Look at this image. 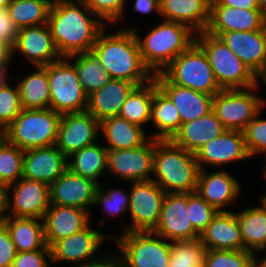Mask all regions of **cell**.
I'll use <instances>...</instances> for the list:
<instances>
[{
  "mask_svg": "<svg viewBox=\"0 0 266 267\" xmlns=\"http://www.w3.org/2000/svg\"><path fill=\"white\" fill-rule=\"evenodd\" d=\"M48 25L61 57L91 51L99 32L106 26L79 0H53Z\"/></svg>",
  "mask_w": 266,
  "mask_h": 267,
  "instance_id": "cell-1",
  "label": "cell"
},
{
  "mask_svg": "<svg viewBox=\"0 0 266 267\" xmlns=\"http://www.w3.org/2000/svg\"><path fill=\"white\" fill-rule=\"evenodd\" d=\"M106 29L107 25L99 32L92 51L110 77L137 86L153 79L154 75L142 60L134 31L117 27L115 32L106 33Z\"/></svg>",
  "mask_w": 266,
  "mask_h": 267,
  "instance_id": "cell-2",
  "label": "cell"
},
{
  "mask_svg": "<svg viewBox=\"0 0 266 267\" xmlns=\"http://www.w3.org/2000/svg\"><path fill=\"white\" fill-rule=\"evenodd\" d=\"M143 37L134 26L123 29L133 30L137 38L140 54L145 66L153 75L161 73L179 54L194 42L196 32L189 26L174 21L163 20Z\"/></svg>",
  "mask_w": 266,
  "mask_h": 267,
  "instance_id": "cell-3",
  "label": "cell"
},
{
  "mask_svg": "<svg viewBox=\"0 0 266 267\" xmlns=\"http://www.w3.org/2000/svg\"><path fill=\"white\" fill-rule=\"evenodd\" d=\"M199 171L195 153L171 140L155 139L152 180L166 193L196 192Z\"/></svg>",
  "mask_w": 266,
  "mask_h": 267,
  "instance_id": "cell-4",
  "label": "cell"
},
{
  "mask_svg": "<svg viewBox=\"0 0 266 267\" xmlns=\"http://www.w3.org/2000/svg\"><path fill=\"white\" fill-rule=\"evenodd\" d=\"M195 42L207 55L217 83L222 90L247 89L259 85V78L218 36L206 31L198 32Z\"/></svg>",
  "mask_w": 266,
  "mask_h": 267,
  "instance_id": "cell-5",
  "label": "cell"
},
{
  "mask_svg": "<svg viewBox=\"0 0 266 267\" xmlns=\"http://www.w3.org/2000/svg\"><path fill=\"white\" fill-rule=\"evenodd\" d=\"M61 117L51 108L22 109L4 129L6 140L24 151L55 145Z\"/></svg>",
  "mask_w": 266,
  "mask_h": 267,
  "instance_id": "cell-6",
  "label": "cell"
},
{
  "mask_svg": "<svg viewBox=\"0 0 266 267\" xmlns=\"http://www.w3.org/2000/svg\"><path fill=\"white\" fill-rule=\"evenodd\" d=\"M112 241L125 267L169 266L171 242L152 231L118 233Z\"/></svg>",
  "mask_w": 266,
  "mask_h": 267,
  "instance_id": "cell-7",
  "label": "cell"
},
{
  "mask_svg": "<svg viewBox=\"0 0 266 267\" xmlns=\"http://www.w3.org/2000/svg\"><path fill=\"white\" fill-rule=\"evenodd\" d=\"M161 73L171 83L212 96L222 90L207 55L196 42L179 54Z\"/></svg>",
  "mask_w": 266,
  "mask_h": 267,
  "instance_id": "cell-8",
  "label": "cell"
},
{
  "mask_svg": "<svg viewBox=\"0 0 266 267\" xmlns=\"http://www.w3.org/2000/svg\"><path fill=\"white\" fill-rule=\"evenodd\" d=\"M260 89L261 84L247 89L221 90L213 96L212 111L227 130L243 131L266 108V100L258 94Z\"/></svg>",
  "mask_w": 266,
  "mask_h": 267,
  "instance_id": "cell-9",
  "label": "cell"
},
{
  "mask_svg": "<svg viewBox=\"0 0 266 267\" xmlns=\"http://www.w3.org/2000/svg\"><path fill=\"white\" fill-rule=\"evenodd\" d=\"M50 108L60 114L87 110L88 96L81 87L74 64L67 58L48 65Z\"/></svg>",
  "mask_w": 266,
  "mask_h": 267,
  "instance_id": "cell-10",
  "label": "cell"
},
{
  "mask_svg": "<svg viewBox=\"0 0 266 267\" xmlns=\"http://www.w3.org/2000/svg\"><path fill=\"white\" fill-rule=\"evenodd\" d=\"M105 220L106 218L99 220V229L92 228L91 221L83 230L54 242L49 247L52 267L59 265V263H68V265L71 263L68 267H72L99 258L102 255L100 249H103L109 240H113L112 234L101 231L107 222Z\"/></svg>",
  "mask_w": 266,
  "mask_h": 267,
  "instance_id": "cell-11",
  "label": "cell"
},
{
  "mask_svg": "<svg viewBox=\"0 0 266 267\" xmlns=\"http://www.w3.org/2000/svg\"><path fill=\"white\" fill-rule=\"evenodd\" d=\"M128 224L118 231H152L161 214L166 192L153 180L130 182Z\"/></svg>",
  "mask_w": 266,
  "mask_h": 267,
  "instance_id": "cell-12",
  "label": "cell"
},
{
  "mask_svg": "<svg viewBox=\"0 0 266 267\" xmlns=\"http://www.w3.org/2000/svg\"><path fill=\"white\" fill-rule=\"evenodd\" d=\"M155 139L149 138L143 145L132 149H107L106 177L120 182L152 180Z\"/></svg>",
  "mask_w": 266,
  "mask_h": 267,
  "instance_id": "cell-13",
  "label": "cell"
},
{
  "mask_svg": "<svg viewBox=\"0 0 266 267\" xmlns=\"http://www.w3.org/2000/svg\"><path fill=\"white\" fill-rule=\"evenodd\" d=\"M7 193L11 217L43 219L50 207V186L40 181L21 177L7 186Z\"/></svg>",
  "mask_w": 266,
  "mask_h": 267,
  "instance_id": "cell-14",
  "label": "cell"
},
{
  "mask_svg": "<svg viewBox=\"0 0 266 267\" xmlns=\"http://www.w3.org/2000/svg\"><path fill=\"white\" fill-rule=\"evenodd\" d=\"M189 218L188 193H166L159 221L152 232L170 242L200 238Z\"/></svg>",
  "mask_w": 266,
  "mask_h": 267,
  "instance_id": "cell-15",
  "label": "cell"
},
{
  "mask_svg": "<svg viewBox=\"0 0 266 267\" xmlns=\"http://www.w3.org/2000/svg\"><path fill=\"white\" fill-rule=\"evenodd\" d=\"M100 121L90 112L62 114L56 147L66 156L99 141Z\"/></svg>",
  "mask_w": 266,
  "mask_h": 267,
  "instance_id": "cell-16",
  "label": "cell"
},
{
  "mask_svg": "<svg viewBox=\"0 0 266 267\" xmlns=\"http://www.w3.org/2000/svg\"><path fill=\"white\" fill-rule=\"evenodd\" d=\"M195 157L200 169H207L209 166L208 169L212 167L220 170L221 167L224 170L228 164L251 159L245 146L243 131L239 130H226L197 150Z\"/></svg>",
  "mask_w": 266,
  "mask_h": 267,
  "instance_id": "cell-17",
  "label": "cell"
},
{
  "mask_svg": "<svg viewBox=\"0 0 266 267\" xmlns=\"http://www.w3.org/2000/svg\"><path fill=\"white\" fill-rule=\"evenodd\" d=\"M12 50L13 60L19 53L32 67H44L61 58L48 23L20 28Z\"/></svg>",
  "mask_w": 266,
  "mask_h": 267,
  "instance_id": "cell-18",
  "label": "cell"
},
{
  "mask_svg": "<svg viewBox=\"0 0 266 267\" xmlns=\"http://www.w3.org/2000/svg\"><path fill=\"white\" fill-rule=\"evenodd\" d=\"M234 176L225 169H200L196 192L218 211H230L227 207L236 204L242 192L241 182Z\"/></svg>",
  "mask_w": 266,
  "mask_h": 267,
  "instance_id": "cell-19",
  "label": "cell"
},
{
  "mask_svg": "<svg viewBox=\"0 0 266 267\" xmlns=\"http://www.w3.org/2000/svg\"><path fill=\"white\" fill-rule=\"evenodd\" d=\"M99 184L67 169L50 185V204L92 210Z\"/></svg>",
  "mask_w": 266,
  "mask_h": 267,
  "instance_id": "cell-20",
  "label": "cell"
},
{
  "mask_svg": "<svg viewBox=\"0 0 266 267\" xmlns=\"http://www.w3.org/2000/svg\"><path fill=\"white\" fill-rule=\"evenodd\" d=\"M260 78L266 70V25L256 31H232L218 36Z\"/></svg>",
  "mask_w": 266,
  "mask_h": 267,
  "instance_id": "cell-21",
  "label": "cell"
},
{
  "mask_svg": "<svg viewBox=\"0 0 266 267\" xmlns=\"http://www.w3.org/2000/svg\"><path fill=\"white\" fill-rule=\"evenodd\" d=\"M157 87L177 108L181 123L193 121L210 113L213 96L171 83L162 73L154 75Z\"/></svg>",
  "mask_w": 266,
  "mask_h": 267,
  "instance_id": "cell-22",
  "label": "cell"
},
{
  "mask_svg": "<svg viewBox=\"0 0 266 267\" xmlns=\"http://www.w3.org/2000/svg\"><path fill=\"white\" fill-rule=\"evenodd\" d=\"M67 163L56 145L28 149L24 151L22 177L50 186L68 169Z\"/></svg>",
  "mask_w": 266,
  "mask_h": 267,
  "instance_id": "cell-23",
  "label": "cell"
},
{
  "mask_svg": "<svg viewBox=\"0 0 266 267\" xmlns=\"http://www.w3.org/2000/svg\"><path fill=\"white\" fill-rule=\"evenodd\" d=\"M91 216L81 208L50 204L43 217L47 245L83 230L91 223Z\"/></svg>",
  "mask_w": 266,
  "mask_h": 267,
  "instance_id": "cell-24",
  "label": "cell"
},
{
  "mask_svg": "<svg viewBox=\"0 0 266 267\" xmlns=\"http://www.w3.org/2000/svg\"><path fill=\"white\" fill-rule=\"evenodd\" d=\"M265 25L259 9L210 6V19L206 32L219 36L221 33L232 31L261 30Z\"/></svg>",
  "mask_w": 266,
  "mask_h": 267,
  "instance_id": "cell-25",
  "label": "cell"
},
{
  "mask_svg": "<svg viewBox=\"0 0 266 267\" xmlns=\"http://www.w3.org/2000/svg\"><path fill=\"white\" fill-rule=\"evenodd\" d=\"M199 239L208 250H244L238 219L233 210L219 211Z\"/></svg>",
  "mask_w": 266,
  "mask_h": 267,
  "instance_id": "cell-26",
  "label": "cell"
},
{
  "mask_svg": "<svg viewBox=\"0 0 266 267\" xmlns=\"http://www.w3.org/2000/svg\"><path fill=\"white\" fill-rule=\"evenodd\" d=\"M226 130L216 114L211 111L203 117L183 123L171 141L188 152L196 153L202 146Z\"/></svg>",
  "mask_w": 266,
  "mask_h": 267,
  "instance_id": "cell-27",
  "label": "cell"
},
{
  "mask_svg": "<svg viewBox=\"0 0 266 267\" xmlns=\"http://www.w3.org/2000/svg\"><path fill=\"white\" fill-rule=\"evenodd\" d=\"M211 0H160L163 20L180 22L196 33L206 31Z\"/></svg>",
  "mask_w": 266,
  "mask_h": 267,
  "instance_id": "cell-28",
  "label": "cell"
},
{
  "mask_svg": "<svg viewBox=\"0 0 266 267\" xmlns=\"http://www.w3.org/2000/svg\"><path fill=\"white\" fill-rule=\"evenodd\" d=\"M136 86L125 80L111 79L88 96L87 111L99 121L118 116L123 103Z\"/></svg>",
  "mask_w": 266,
  "mask_h": 267,
  "instance_id": "cell-29",
  "label": "cell"
},
{
  "mask_svg": "<svg viewBox=\"0 0 266 267\" xmlns=\"http://www.w3.org/2000/svg\"><path fill=\"white\" fill-rule=\"evenodd\" d=\"M145 130L119 116H111L100 121V138L104 139L103 145L107 149L139 147L150 138Z\"/></svg>",
  "mask_w": 266,
  "mask_h": 267,
  "instance_id": "cell-30",
  "label": "cell"
},
{
  "mask_svg": "<svg viewBox=\"0 0 266 267\" xmlns=\"http://www.w3.org/2000/svg\"><path fill=\"white\" fill-rule=\"evenodd\" d=\"M259 206L247 205L236 211L244 251L259 257L262 252L266 254V207L259 202ZM260 253V254H259Z\"/></svg>",
  "mask_w": 266,
  "mask_h": 267,
  "instance_id": "cell-31",
  "label": "cell"
},
{
  "mask_svg": "<svg viewBox=\"0 0 266 267\" xmlns=\"http://www.w3.org/2000/svg\"><path fill=\"white\" fill-rule=\"evenodd\" d=\"M99 142L72 153L67 157V164L74 174L101 185V178L106 175L107 170V148Z\"/></svg>",
  "mask_w": 266,
  "mask_h": 267,
  "instance_id": "cell-32",
  "label": "cell"
},
{
  "mask_svg": "<svg viewBox=\"0 0 266 267\" xmlns=\"http://www.w3.org/2000/svg\"><path fill=\"white\" fill-rule=\"evenodd\" d=\"M33 72L20 76L16 85L19 90L21 106L23 109L50 108V87L48 81V65L33 67Z\"/></svg>",
  "mask_w": 266,
  "mask_h": 267,
  "instance_id": "cell-33",
  "label": "cell"
},
{
  "mask_svg": "<svg viewBox=\"0 0 266 267\" xmlns=\"http://www.w3.org/2000/svg\"><path fill=\"white\" fill-rule=\"evenodd\" d=\"M150 124L156 131L149 137L157 140H171L182 125L177 108L159 88L153 93Z\"/></svg>",
  "mask_w": 266,
  "mask_h": 267,
  "instance_id": "cell-34",
  "label": "cell"
},
{
  "mask_svg": "<svg viewBox=\"0 0 266 267\" xmlns=\"http://www.w3.org/2000/svg\"><path fill=\"white\" fill-rule=\"evenodd\" d=\"M4 224L17 252L34 251L47 246L43 219L9 216Z\"/></svg>",
  "mask_w": 266,
  "mask_h": 267,
  "instance_id": "cell-35",
  "label": "cell"
},
{
  "mask_svg": "<svg viewBox=\"0 0 266 267\" xmlns=\"http://www.w3.org/2000/svg\"><path fill=\"white\" fill-rule=\"evenodd\" d=\"M157 88L155 78L136 86L123 103L118 116L145 129L150 125L153 93Z\"/></svg>",
  "mask_w": 266,
  "mask_h": 267,
  "instance_id": "cell-36",
  "label": "cell"
},
{
  "mask_svg": "<svg viewBox=\"0 0 266 267\" xmlns=\"http://www.w3.org/2000/svg\"><path fill=\"white\" fill-rule=\"evenodd\" d=\"M67 58L74 64L81 87L87 96L102 88L112 79L92 50Z\"/></svg>",
  "mask_w": 266,
  "mask_h": 267,
  "instance_id": "cell-37",
  "label": "cell"
},
{
  "mask_svg": "<svg viewBox=\"0 0 266 267\" xmlns=\"http://www.w3.org/2000/svg\"><path fill=\"white\" fill-rule=\"evenodd\" d=\"M53 0H14L9 7L10 18L18 29L48 23Z\"/></svg>",
  "mask_w": 266,
  "mask_h": 267,
  "instance_id": "cell-38",
  "label": "cell"
},
{
  "mask_svg": "<svg viewBox=\"0 0 266 267\" xmlns=\"http://www.w3.org/2000/svg\"><path fill=\"white\" fill-rule=\"evenodd\" d=\"M208 249L199 238L194 240L171 241L168 267H205Z\"/></svg>",
  "mask_w": 266,
  "mask_h": 267,
  "instance_id": "cell-39",
  "label": "cell"
},
{
  "mask_svg": "<svg viewBox=\"0 0 266 267\" xmlns=\"http://www.w3.org/2000/svg\"><path fill=\"white\" fill-rule=\"evenodd\" d=\"M23 156L24 150L7 140L0 145V185L7 187L23 176Z\"/></svg>",
  "mask_w": 266,
  "mask_h": 267,
  "instance_id": "cell-40",
  "label": "cell"
},
{
  "mask_svg": "<svg viewBox=\"0 0 266 267\" xmlns=\"http://www.w3.org/2000/svg\"><path fill=\"white\" fill-rule=\"evenodd\" d=\"M115 187L105 189L101 184L96 192L93 207L101 206L103 214L105 212L107 219L118 216L124 217L123 214L128 213L130 201V194L128 193L130 192L120 188V186Z\"/></svg>",
  "mask_w": 266,
  "mask_h": 267,
  "instance_id": "cell-41",
  "label": "cell"
},
{
  "mask_svg": "<svg viewBox=\"0 0 266 267\" xmlns=\"http://www.w3.org/2000/svg\"><path fill=\"white\" fill-rule=\"evenodd\" d=\"M258 258L244 250H208L205 267H254Z\"/></svg>",
  "mask_w": 266,
  "mask_h": 267,
  "instance_id": "cell-42",
  "label": "cell"
},
{
  "mask_svg": "<svg viewBox=\"0 0 266 267\" xmlns=\"http://www.w3.org/2000/svg\"><path fill=\"white\" fill-rule=\"evenodd\" d=\"M83 2L105 25L115 26L125 21L127 0H79Z\"/></svg>",
  "mask_w": 266,
  "mask_h": 267,
  "instance_id": "cell-43",
  "label": "cell"
},
{
  "mask_svg": "<svg viewBox=\"0 0 266 267\" xmlns=\"http://www.w3.org/2000/svg\"><path fill=\"white\" fill-rule=\"evenodd\" d=\"M266 109H262L257 116L243 130L245 146L250 158L265 156L266 163V119L261 118Z\"/></svg>",
  "mask_w": 266,
  "mask_h": 267,
  "instance_id": "cell-44",
  "label": "cell"
},
{
  "mask_svg": "<svg viewBox=\"0 0 266 267\" xmlns=\"http://www.w3.org/2000/svg\"><path fill=\"white\" fill-rule=\"evenodd\" d=\"M18 87L7 82L0 87V129H6L22 111Z\"/></svg>",
  "mask_w": 266,
  "mask_h": 267,
  "instance_id": "cell-45",
  "label": "cell"
},
{
  "mask_svg": "<svg viewBox=\"0 0 266 267\" xmlns=\"http://www.w3.org/2000/svg\"><path fill=\"white\" fill-rule=\"evenodd\" d=\"M188 212L193 228L201 234L219 211L193 192L188 193Z\"/></svg>",
  "mask_w": 266,
  "mask_h": 267,
  "instance_id": "cell-46",
  "label": "cell"
},
{
  "mask_svg": "<svg viewBox=\"0 0 266 267\" xmlns=\"http://www.w3.org/2000/svg\"><path fill=\"white\" fill-rule=\"evenodd\" d=\"M12 267H52L49 246L34 251L18 252Z\"/></svg>",
  "mask_w": 266,
  "mask_h": 267,
  "instance_id": "cell-47",
  "label": "cell"
},
{
  "mask_svg": "<svg viewBox=\"0 0 266 267\" xmlns=\"http://www.w3.org/2000/svg\"><path fill=\"white\" fill-rule=\"evenodd\" d=\"M17 253L6 225H0V267H12Z\"/></svg>",
  "mask_w": 266,
  "mask_h": 267,
  "instance_id": "cell-48",
  "label": "cell"
},
{
  "mask_svg": "<svg viewBox=\"0 0 266 267\" xmlns=\"http://www.w3.org/2000/svg\"><path fill=\"white\" fill-rule=\"evenodd\" d=\"M19 29L10 18L9 11L5 7H0V42L15 45Z\"/></svg>",
  "mask_w": 266,
  "mask_h": 267,
  "instance_id": "cell-49",
  "label": "cell"
},
{
  "mask_svg": "<svg viewBox=\"0 0 266 267\" xmlns=\"http://www.w3.org/2000/svg\"><path fill=\"white\" fill-rule=\"evenodd\" d=\"M72 267H125V265L121 254L109 249L95 260Z\"/></svg>",
  "mask_w": 266,
  "mask_h": 267,
  "instance_id": "cell-50",
  "label": "cell"
},
{
  "mask_svg": "<svg viewBox=\"0 0 266 267\" xmlns=\"http://www.w3.org/2000/svg\"><path fill=\"white\" fill-rule=\"evenodd\" d=\"M129 1V0H128ZM134 4L131 8L135 10V13L141 14V16H149L156 11L157 15L160 14V0H132Z\"/></svg>",
  "mask_w": 266,
  "mask_h": 267,
  "instance_id": "cell-51",
  "label": "cell"
},
{
  "mask_svg": "<svg viewBox=\"0 0 266 267\" xmlns=\"http://www.w3.org/2000/svg\"><path fill=\"white\" fill-rule=\"evenodd\" d=\"M210 6H230L242 9H258V0H211Z\"/></svg>",
  "mask_w": 266,
  "mask_h": 267,
  "instance_id": "cell-52",
  "label": "cell"
},
{
  "mask_svg": "<svg viewBox=\"0 0 266 267\" xmlns=\"http://www.w3.org/2000/svg\"><path fill=\"white\" fill-rule=\"evenodd\" d=\"M7 194V187L0 185V225L9 219Z\"/></svg>",
  "mask_w": 266,
  "mask_h": 267,
  "instance_id": "cell-53",
  "label": "cell"
},
{
  "mask_svg": "<svg viewBox=\"0 0 266 267\" xmlns=\"http://www.w3.org/2000/svg\"><path fill=\"white\" fill-rule=\"evenodd\" d=\"M13 61V50L8 44L0 42V67L9 68ZM11 64V65H10Z\"/></svg>",
  "mask_w": 266,
  "mask_h": 267,
  "instance_id": "cell-54",
  "label": "cell"
},
{
  "mask_svg": "<svg viewBox=\"0 0 266 267\" xmlns=\"http://www.w3.org/2000/svg\"><path fill=\"white\" fill-rule=\"evenodd\" d=\"M9 69L0 67V87H3L7 82L14 79L11 75L9 76Z\"/></svg>",
  "mask_w": 266,
  "mask_h": 267,
  "instance_id": "cell-55",
  "label": "cell"
},
{
  "mask_svg": "<svg viewBox=\"0 0 266 267\" xmlns=\"http://www.w3.org/2000/svg\"><path fill=\"white\" fill-rule=\"evenodd\" d=\"M259 2V11L261 13L262 19L266 23V0H258Z\"/></svg>",
  "mask_w": 266,
  "mask_h": 267,
  "instance_id": "cell-56",
  "label": "cell"
},
{
  "mask_svg": "<svg viewBox=\"0 0 266 267\" xmlns=\"http://www.w3.org/2000/svg\"><path fill=\"white\" fill-rule=\"evenodd\" d=\"M254 267H266V259H264L263 257L262 258L259 257Z\"/></svg>",
  "mask_w": 266,
  "mask_h": 267,
  "instance_id": "cell-57",
  "label": "cell"
},
{
  "mask_svg": "<svg viewBox=\"0 0 266 267\" xmlns=\"http://www.w3.org/2000/svg\"><path fill=\"white\" fill-rule=\"evenodd\" d=\"M14 0H0V7L8 8Z\"/></svg>",
  "mask_w": 266,
  "mask_h": 267,
  "instance_id": "cell-58",
  "label": "cell"
},
{
  "mask_svg": "<svg viewBox=\"0 0 266 267\" xmlns=\"http://www.w3.org/2000/svg\"><path fill=\"white\" fill-rule=\"evenodd\" d=\"M6 140L4 130L0 129V145Z\"/></svg>",
  "mask_w": 266,
  "mask_h": 267,
  "instance_id": "cell-59",
  "label": "cell"
},
{
  "mask_svg": "<svg viewBox=\"0 0 266 267\" xmlns=\"http://www.w3.org/2000/svg\"><path fill=\"white\" fill-rule=\"evenodd\" d=\"M266 180V178H265ZM262 196V197H261ZM261 196H259L260 198L258 199V202H261L265 207H266V194H262Z\"/></svg>",
  "mask_w": 266,
  "mask_h": 267,
  "instance_id": "cell-60",
  "label": "cell"
},
{
  "mask_svg": "<svg viewBox=\"0 0 266 267\" xmlns=\"http://www.w3.org/2000/svg\"><path fill=\"white\" fill-rule=\"evenodd\" d=\"M259 81H261V82H259V84H264L265 83V85H266V70H265V72L262 74V76L259 78ZM263 82V83H262Z\"/></svg>",
  "mask_w": 266,
  "mask_h": 267,
  "instance_id": "cell-61",
  "label": "cell"
},
{
  "mask_svg": "<svg viewBox=\"0 0 266 267\" xmlns=\"http://www.w3.org/2000/svg\"><path fill=\"white\" fill-rule=\"evenodd\" d=\"M261 172H263L262 177L266 178V163H265V165L263 167V171H261Z\"/></svg>",
  "mask_w": 266,
  "mask_h": 267,
  "instance_id": "cell-62",
  "label": "cell"
}]
</instances>
